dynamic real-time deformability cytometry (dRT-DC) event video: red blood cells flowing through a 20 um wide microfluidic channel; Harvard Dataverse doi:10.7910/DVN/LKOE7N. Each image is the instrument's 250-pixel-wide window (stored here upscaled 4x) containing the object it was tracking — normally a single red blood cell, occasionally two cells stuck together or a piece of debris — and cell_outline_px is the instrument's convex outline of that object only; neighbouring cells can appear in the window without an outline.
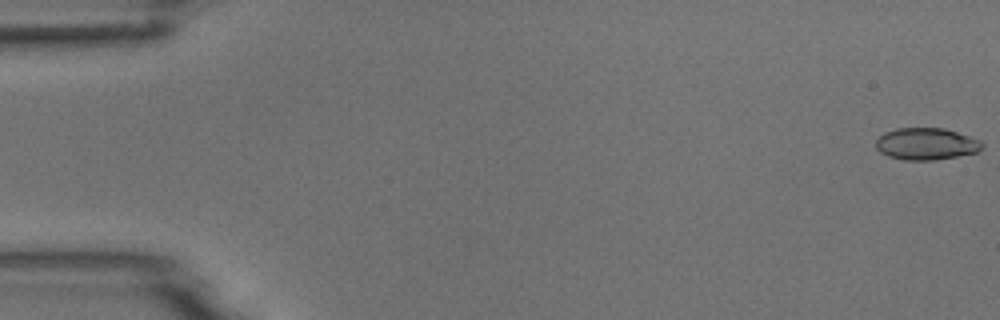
{"species": "common noctule bat (a hibernating species)", "species_latin": "Nyctalus noctula", "temperature_condition": "room temperature", "stored_images_in_passage": 4, "camera_frame_rate_fps": 3000, "um_per_image_px": 0.085, "animal": {"sex": "male", "body_mass_g": 18.8}, "frame": {"image": 1, "passage_image": 1, "time_ms": 0.0, "image_size_px": [1000, 320], "cell_outline_px": [[984, 148], [976, 152], [936, 160], [904, 160], [888, 156], [880, 152], [876, 148], [876, 140], [884, 132], [896, 128], [944, 128], [980, 140], [984, 144]], "centroid_in_image_um": [78.72, 12.23], "position_along_channel_um": 6.3, "area_um2": 19.77}}
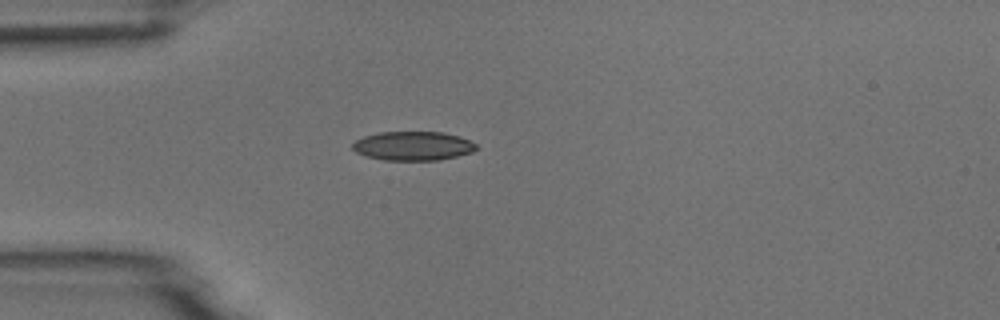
{"frame": {"image": 2, "passage_image": 4, "time_ms": 4.667, "image_size_px": [1000, 320], "cell_outline_px": [[476, 148], [472, 152], [440, 160], [384, 160], [364, 156], [356, 152], [352, 148], [352, 144], [356, 140], [364, 136], [380, 132], [440, 132], [456, 136], [468, 140], [476, 144]], "centroid_in_image_um": [35.05, 12.41], "position_along_channel_um": 49.9, "area_um2": 20.75}}